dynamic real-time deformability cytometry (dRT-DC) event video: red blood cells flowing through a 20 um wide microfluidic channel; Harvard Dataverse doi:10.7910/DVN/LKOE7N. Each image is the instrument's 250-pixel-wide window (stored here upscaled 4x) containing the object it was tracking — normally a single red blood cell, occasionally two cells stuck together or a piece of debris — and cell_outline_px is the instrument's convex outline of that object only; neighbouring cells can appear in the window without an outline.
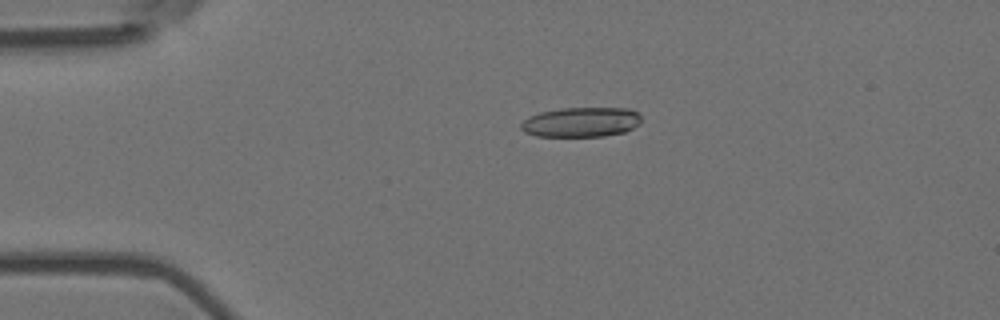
{"species": "Egyptian fruit bat (a non-hibernating species)", "species_latin": "Rousettus aegyptiacus", "temperature_condition": "room temperature", "stored_images_in_passage": 46, "camera_frame_rate_fps": 3000, "um_per_image_px": 0.085, "animal": {"sex": "female"}, "frame": {"image": 1, "passage_image": 3, "time_ms": 0.667, "image_size_px": [1000, 320], "cell_outline_px": [[640, 124], [624, 132], [604, 136], [536, 136], [524, 132], [520, 128], [520, 124], [528, 116], [540, 112], [560, 108], [628, 108], [636, 112], [640, 116]], "centroid_in_image_um": [49.36, 10.38], "position_along_channel_um": 35.6, "area_um2": 20.92}}
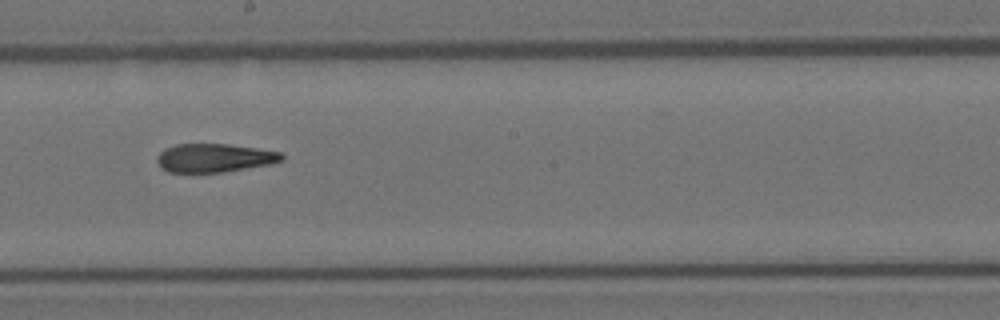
{"frame": {"image": 2, "passage_image": 22, "time_ms": 7.0, "image_size_px": [1000, 320], "cell_outline_px": [[284, 160], [268, 164], [220, 172], [168, 172], [156, 160], [160, 152], [164, 148], [176, 144], [228, 144], [256, 148], [280, 152], [284, 156]], "centroid_in_image_um": [18.21, 13.41], "position_along_channel_um": 230.0, "area_um2": 20.4}}
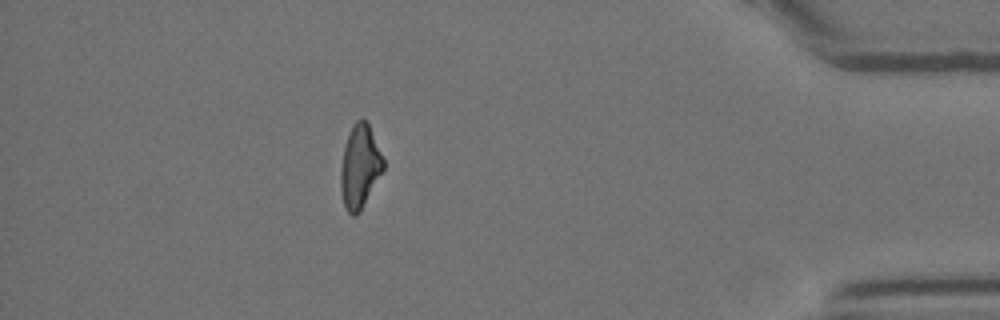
{"frame": {"image": 3, "passage_image": 40, "time_ms": 13.0, "image_size_px": [1000, 320], "cell_outline_px": [[384, 168], [360, 212], [356, 216], [352, 216], [344, 208], [340, 192], [340, 168], [344, 148], [348, 132], [352, 124], [356, 120], [368, 120], [384, 160]], "centroid_in_image_um": [30.56, 14.16], "position_along_channel_um": 404.6, "area_um2": 20.98}, "authors_computed_cell_mechanics": {"area_um2": 21.4438, "velocity_mm_per_s": 3.6764, "shape_relaxation_time_tau1_ms": null, "shape_relaxation_time_tau2_ms": 4.2585, "deformation_change_tau1": null, "deformation_change_tau2": 0.151}}